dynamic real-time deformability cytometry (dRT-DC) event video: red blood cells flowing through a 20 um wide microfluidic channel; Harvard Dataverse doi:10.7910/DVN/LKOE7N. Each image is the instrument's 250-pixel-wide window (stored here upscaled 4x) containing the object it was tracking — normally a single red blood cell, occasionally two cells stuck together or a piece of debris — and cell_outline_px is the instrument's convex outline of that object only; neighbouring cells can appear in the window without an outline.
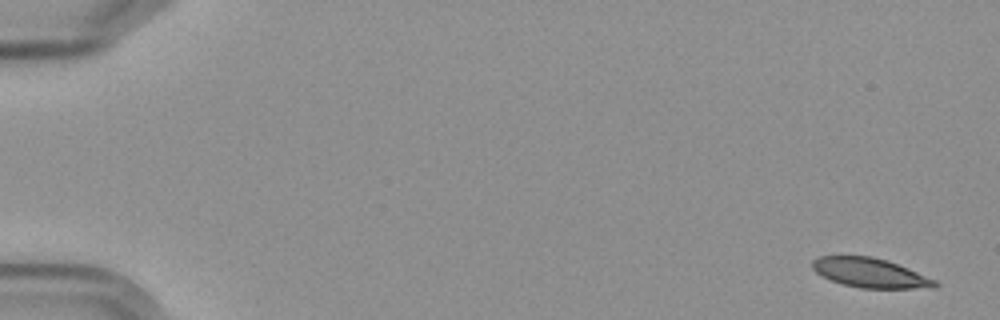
{"species": "Egyptian fruit bat (a non-hibernating species)", "species_latin": "Rousettus aegyptiacus", "temperature_condition": "cold", "stored_images_in_passage": 5, "camera_frame_rate_fps": 3000, "um_per_image_px": 0.085, "frame": {"image": 1, "passage_image": 1, "time_ms": 0.0, "image_size_px": [1000, 320], "cell_outline_px": [[940, 284], [936, 288], [860, 288], [844, 284], [832, 280], [816, 272], [812, 268], [812, 260], [820, 256], [872, 256], [888, 260], [936, 280]], "centroid_in_image_um": [73.99, 23.19], "position_along_channel_um": 11.0, "area_um2": 20.92}}